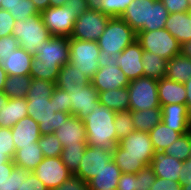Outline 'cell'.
Instances as JSON below:
<instances>
[{
    "label": "cell",
    "mask_w": 191,
    "mask_h": 190,
    "mask_svg": "<svg viewBox=\"0 0 191 190\" xmlns=\"http://www.w3.org/2000/svg\"><path fill=\"white\" fill-rule=\"evenodd\" d=\"M56 84L43 79H32L26 99L27 114L39 124L41 135L54 133L70 116L57 112L51 96Z\"/></svg>",
    "instance_id": "obj_1"
},
{
    "label": "cell",
    "mask_w": 191,
    "mask_h": 190,
    "mask_svg": "<svg viewBox=\"0 0 191 190\" xmlns=\"http://www.w3.org/2000/svg\"><path fill=\"white\" fill-rule=\"evenodd\" d=\"M154 152L150 134L135 130L115 146L112 159L121 173L137 174L151 164Z\"/></svg>",
    "instance_id": "obj_2"
},
{
    "label": "cell",
    "mask_w": 191,
    "mask_h": 190,
    "mask_svg": "<svg viewBox=\"0 0 191 190\" xmlns=\"http://www.w3.org/2000/svg\"><path fill=\"white\" fill-rule=\"evenodd\" d=\"M168 15L161 0H132L120 18L137 33L164 29Z\"/></svg>",
    "instance_id": "obj_3"
},
{
    "label": "cell",
    "mask_w": 191,
    "mask_h": 190,
    "mask_svg": "<svg viewBox=\"0 0 191 190\" xmlns=\"http://www.w3.org/2000/svg\"><path fill=\"white\" fill-rule=\"evenodd\" d=\"M116 112L103 106L100 102L83 120L87 136V145L101 147L112 151L117 145V134L114 127Z\"/></svg>",
    "instance_id": "obj_4"
},
{
    "label": "cell",
    "mask_w": 191,
    "mask_h": 190,
    "mask_svg": "<svg viewBox=\"0 0 191 190\" xmlns=\"http://www.w3.org/2000/svg\"><path fill=\"white\" fill-rule=\"evenodd\" d=\"M137 38V33L120 17L110 18L97 43L99 60L116 57Z\"/></svg>",
    "instance_id": "obj_5"
},
{
    "label": "cell",
    "mask_w": 191,
    "mask_h": 190,
    "mask_svg": "<svg viewBox=\"0 0 191 190\" xmlns=\"http://www.w3.org/2000/svg\"><path fill=\"white\" fill-rule=\"evenodd\" d=\"M12 35L18 40L19 46L33 56L38 54L39 45L52 36L40 14L16 20Z\"/></svg>",
    "instance_id": "obj_6"
},
{
    "label": "cell",
    "mask_w": 191,
    "mask_h": 190,
    "mask_svg": "<svg viewBox=\"0 0 191 190\" xmlns=\"http://www.w3.org/2000/svg\"><path fill=\"white\" fill-rule=\"evenodd\" d=\"M69 50V63L77 67L91 81L101 65L98 43L69 38Z\"/></svg>",
    "instance_id": "obj_7"
},
{
    "label": "cell",
    "mask_w": 191,
    "mask_h": 190,
    "mask_svg": "<svg viewBox=\"0 0 191 190\" xmlns=\"http://www.w3.org/2000/svg\"><path fill=\"white\" fill-rule=\"evenodd\" d=\"M136 40L140 43L143 50L157 54L167 61L180 54L181 44L165 28L152 31H138Z\"/></svg>",
    "instance_id": "obj_8"
},
{
    "label": "cell",
    "mask_w": 191,
    "mask_h": 190,
    "mask_svg": "<svg viewBox=\"0 0 191 190\" xmlns=\"http://www.w3.org/2000/svg\"><path fill=\"white\" fill-rule=\"evenodd\" d=\"M129 111L161 108L158 99V80L149 77H141L130 81Z\"/></svg>",
    "instance_id": "obj_9"
},
{
    "label": "cell",
    "mask_w": 191,
    "mask_h": 190,
    "mask_svg": "<svg viewBox=\"0 0 191 190\" xmlns=\"http://www.w3.org/2000/svg\"><path fill=\"white\" fill-rule=\"evenodd\" d=\"M110 16L100 11L87 10L77 17L70 38L80 41H98L110 20Z\"/></svg>",
    "instance_id": "obj_10"
},
{
    "label": "cell",
    "mask_w": 191,
    "mask_h": 190,
    "mask_svg": "<svg viewBox=\"0 0 191 190\" xmlns=\"http://www.w3.org/2000/svg\"><path fill=\"white\" fill-rule=\"evenodd\" d=\"M69 38L51 36L39 45L38 54L32 58L31 65H64L69 63Z\"/></svg>",
    "instance_id": "obj_11"
},
{
    "label": "cell",
    "mask_w": 191,
    "mask_h": 190,
    "mask_svg": "<svg viewBox=\"0 0 191 190\" xmlns=\"http://www.w3.org/2000/svg\"><path fill=\"white\" fill-rule=\"evenodd\" d=\"M129 83V79L117 64V56L101 61L99 69L91 80L98 93L127 87Z\"/></svg>",
    "instance_id": "obj_12"
},
{
    "label": "cell",
    "mask_w": 191,
    "mask_h": 190,
    "mask_svg": "<svg viewBox=\"0 0 191 190\" xmlns=\"http://www.w3.org/2000/svg\"><path fill=\"white\" fill-rule=\"evenodd\" d=\"M44 25L52 36L70 38L77 16L67 6L48 7L40 13Z\"/></svg>",
    "instance_id": "obj_13"
},
{
    "label": "cell",
    "mask_w": 191,
    "mask_h": 190,
    "mask_svg": "<svg viewBox=\"0 0 191 190\" xmlns=\"http://www.w3.org/2000/svg\"><path fill=\"white\" fill-rule=\"evenodd\" d=\"M32 172L49 190L60 186L72 175L60 157H44Z\"/></svg>",
    "instance_id": "obj_14"
},
{
    "label": "cell",
    "mask_w": 191,
    "mask_h": 190,
    "mask_svg": "<svg viewBox=\"0 0 191 190\" xmlns=\"http://www.w3.org/2000/svg\"><path fill=\"white\" fill-rule=\"evenodd\" d=\"M112 160V151L101 147L88 146L84 151V156L80 160V167L74 174L83 181L88 182L95 177L108 162Z\"/></svg>",
    "instance_id": "obj_15"
},
{
    "label": "cell",
    "mask_w": 191,
    "mask_h": 190,
    "mask_svg": "<svg viewBox=\"0 0 191 190\" xmlns=\"http://www.w3.org/2000/svg\"><path fill=\"white\" fill-rule=\"evenodd\" d=\"M68 94L71 100V115L77 116L82 121L99 103L98 90L91 83L86 86L76 85Z\"/></svg>",
    "instance_id": "obj_16"
},
{
    "label": "cell",
    "mask_w": 191,
    "mask_h": 190,
    "mask_svg": "<svg viewBox=\"0 0 191 190\" xmlns=\"http://www.w3.org/2000/svg\"><path fill=\"white\" fill-rule=\"evenodd\" d=\"M142 55L143 49L137 40L117 55V64L129 81L144 77Z\"/></svg>",
    "instance_id": "obj_17"
},
{
    "label": "cell",
    "mask_w": 191,
    "mask_h": 190,
    "mask_svg": "<svg viewBox=\"0 0 191 190\" xmlns=\"http://www.w3.org/2000/svg\"><path fill=\"white\" fill-rule=\"evenodd\" d=\"M54 133L63 147L87 146L85 125L77 116L71 115Z\"/></svg>",
    "instance_id": "obj_18"
},
{
    "label": "cell",
    "mask_w": 191,
    "mask_h": 190,
    "mask_svg": "<svg viewBox=\"0 0 191 190\" xmlns=\"http://www.w3.org/2000/svg\"><path fill=\"white\" fill-rule=\"evenodd\" d=\"M161 121L169 128L180 132L182 135L191 131L189 120V110L187 104H168L163 105Z\"/></svg>",
    "instance_id": "obj_19"
},
{
    "label": "cell",
    "mask_w": 191,
    "mask_h": 190,
    "mask_svg": "<svg viewBox=\"0 0 191 190\" xmlns=\"http://www.w3.org/2000/svg\"><path fill=\"white\" fill-rule=\"evenodd\" d=\"M12 139L15 149L21 147L33 146L41 137L39 124L30 116H26L19 120L12 128Z\"/></svg>",
    "instance_id": "obj_20"
},
{
    "label": "cell",
    "mask_w": 191,
    "mask_h": 190,
    "mask_svg": "<svg viewBox=\"0 0 191 190\" xmlns=\"http://www.w3.org/2000/svg\"><path fill=\"white\" fill-rule=\"evenodd\" d=\"M183 165L184 161L166 155L163 151H155L150 164L156 177L170 179L176 182H178Z\"/></svg>",
    "instance_id": "obj_21"
},
{
    "label": "cell",
    "mask_w": 191,
    "mask_h": 190,
    "mask_svg": "<svg viewBox=\"0 0 191 190\" xmlns=\"http://www.w3.org/2000/svg\"><path fill=\"white\" fill-rule=\"evenodd\" d=\"M186 92L184 83L166 77L158 80V99L161 107L173 103L186 104Z\"/></svg>",
    "instance_id": "obj_22"
},
{
    "label": "cell",
    "mask_w": 191,
    "mask_h": 190,
    "mask_svg": "<svg viewBox=\"0 0 191 190\" xmlns=\"http://www.w3.org/2000/svg\"><path fill=\"white\" fill-rule=\"evenodd\" d=\"M165 29L180 44L191 40V16L188 12H175L168 15Z\"/></svg>",
    "instance_id": "obj_23"
},
{
    "label": "cell",
    "mask_w": 191,
    "mask_h": 190,
    "mask_svg": "<svg viewBox=\"0 0 191 190\" xmlns=\"http://www.w3.org/2000/svg\"><path fill=\"white\" fill-rule=\"evenodd\" d=\"M28 116L27 99L9 98L8 102L0 109V127L12 128L19 120Z\"/></svg>",
    "instance_id": "obj_24"
},
{
    "label": "cell",
    "mask_w": 191,
    "mask_h": 190,
    "mask_svg": "<svg viewBox=\"0 0 191 190\" xmlns=\"http://www.w3.org/2000/svg\"><path fill=\"white\" fill-rule=\"evenodd\" d=\"M121 176V170L113 159L88 183L90 190L117 189L118 181Z\"/></svg>",
    "instance_id": "obj_25"
},
{
    "label": "cell",
    "mask_w": 191,
    "mask_h": 190,
    "mask_svg": "<svg viewBox=\"0 0 191 190\" xmlns=\"http://www.w3.org/2000/svg\"><path fill=\"white\" fill-rule=\"evenodd\" d=\"M33 55L29 54L21 46H19L13 53L7 58L3 64V68L8 76L29 75L31 70Z\"/></svg>",
    "instance_id": "obj_26"
},
{
    "label": "cell",
    "mask_w": 191,
    "mask_h": 190,
    "mask_svg": "<svg viewBox=\"0 0 191 190\" xmlns=\"http://www.w3.org/2000/svg\"><path fill=\"white\" fill-rule=\"evenodd\" d=\"M91 81L77 69L71 63H66L60 68L58 78L56 81V86L69 92L73 90L76 85L86 86Z\"/></svg>",
    "instance_id": "obj_27"
},
{
    "label": "cell",
    "mask_w": 191,
    "mask_h": 190,
    "mask_svg": "<svg viewBox=\"0 0 191 190\" xmlns=\"http://www.w3.org/2000/svg\"><path fill=\"white\" fill-rule=\"evenodd\" d=\"M30 171L14 164L13 160L0 165V190H18L21 186V175Z\"/></svg>",
    "instance_id": "obj_28"
},
{
    "label": "cell",
    "mask_w": 191,
    "mask_h": 190,
    "mask_svg": "<svg viewBox=\"0 0 191 190\" xmlns=\"http://www.w3.org/2000/svg\"><path fill=\"white\" fill-rule=\"evenodd\" d=\"M99 102L115 112L129 110V91L128 87H122L115 90L99 92Z\"/></svg>",
    "instance_id": "obj_29"
},
{
    "label": "cell",
    "mask_w": 191,
    "mask_h": 190,
    "mask_svg": "<svg viewBox=\"0 0 191 190\" xmlns=\"http://www.w3.org/2000/svg\"><path fill=\"white\" fill-rule=\"evenodd\" d=\"M43 158L42 150L35 142L33 146L21 147V149L16 150L12 160L16 166L32 172Z\"/></svg>",
    "instance_id": "obj_30"
},
{
    "label": "cell",
    "mask_w": 191,
    "mask_h": 190,
    "mask_svg": "<svg viewBox=\"0 0 191 190\" xmlns=\"http://www.w3.org/2000/svg\"><path fill=\"white\" fill-rule=\"evenodd\" d=\"M165 77L179 83H185L191 78V59L181 54L175 55L168 61Z\"/></svg>",
    "instance_id": "obj_31"
},
{
    "label": "cell",
    "mask_w": 191,
    "mask_h": 190,
    "mask_svg": "<svg viewBox=\"0 0 191 190\" xmlns=\"http://www.w3.org/2000/svg\"><path fill=\"white\" fill-rule=\"evenodd\" d=\"M136 131L149 133L161 122L162 109L150 108L147 110L131 111Z\"/></svg>",
    "instance_id": "obj_32"
},
{
    "label": "cell",
    "mask_w": 191,
    "mask_h": 190,
    "mask_svg": "<svg viewBox=\"0 0 191 190\" xmlns=\"http://www.w3.org/2000/svg\"><path fill=\"white\" fill-rule=\"evenodd\" d=\"M149 134L155 151H163L182 135L180 132L169 128L162 121Z\"/></svg>",
    "instance_id": "obj_33"
},
{
    "label": "cell",
    "mask_w": 191,
    "mask_h": 190,
    "mask_svg": "<svg viewBox=\"0 0 191 190\" xmlns=\"http://www.w3.org/2000/svg\"><path fill=\"white\" fill-rule=\"evenodd\" d=\"M168 61L157 54L143 50L142 65L144 77L162 79L166 76Z\"/></svg>",
    "instance_id": "obj_34"
},
{
    "label": "cell",
    "mask_w": 191,
    "mask_h": 190,
    "mask_svg": "<svg viewBox=\"0 0 191 190\" xmlns=\"http://www.w3.org/2000/svg\"><path fill=\"white\" fill-rule=\"evenodd\" d=\"M0 9L9 11L18 21L40 14L31 0H1Z\"/></svg>",
    "instance_id": "obj_35"
},
{
    "label": "cell",
    "mask_w": 191,
    "mask_h": 190,
    "mask_svg": "<svg viewBox=\"0 0 191 190\" xmlns=\"http://www.w3.org/2000/svg\"><path fill=\"white\" fill-rule=\"evenodd\" d=\"M31 81L32 78L30 75L7 76L2 91L8 98H25L27 96Z\"/></svg>",
    "instance_id": "obj_36"
},
{
    "label": "cell",
    "mask_w": 191,
    "mask_h": 190,
    "mask_svg": "<svg viewBox=\"0 0 191 190\" xmlns=\"http://www.w3.org/2000/svg\"><path fill=\"white\" fill-rule=\"evenodd\" d=\"M163 152L177 160L186 161L191 152V131L181 135L168 148L164 149Z\"/></svg>",
    "instance_id": "obj_37"
},
{
    "label": "cell",
    "mask_w": 191,
    "mask_h": 190,
    "mask_svg": "<svg viewBox=\"0 0 191 190\" xmlns=\"http://www.w3.org/2000/svg\"><path fill=\"white\" fill-rule=\"evenodd\" d=\"M87 146H66L63 147L61 153V161L69 169L72 174H75L80 167L81 159L84 156V151Z\"/></svg>",
    "instance_id": "obj_38"
},
{
    "label": "cell",
    "mask_w": 191,
    "mask_h": 190,
    "mask_svg": "<svg viewBox=\"0 0 191 190\" xmlns=\"http://www.w3.org/2000/svg\"><path fill=\"white\" fill-rule=\"evenodd\" d=\"M114 127L117 134V144H119L120 140L135 131L131 111L116 112Z\"/></svg>",
    "instance_id": "obj_39"
},
{
    "label": "cell",
    "mask_w": 191,
    "mask_h": 190,
    "mask_svg": "<svg viewBox=\"0 0 191 190\" xmlns=\"http://www.w3.org/2000/svg\"><path fill=\"white\" fill-rule=\"evenodd\" d=\"M41 148L44 157H60L63 146L59 139L55 136V133L41 135L37 142Z\"/></svg>",
    "instance_id": "obj_40"
},
{
    "label": "cell",
    "mask_w": 191,
    "mask_h": 190,
    "mask_svg": "<svg viewBox=\"0 0 191 190\" xmlns=\"http://www.w3.org/2000/svg\"><path fill=\"white\" fill-rule=\"evenodd\" d=\"M62 65H31L29 75L32 79H43L56 83Z\"/></svg>",
    "instance_id": "obj_41"
},
{
    "label": "cell",
    "mask_w": 191,
    "mask_h": 190,
    "mask_svg": "<svg viewBox=\"0 0 191 190\" xmlns=\"http://www.w3.org/2000/svg\"><path fill=\"white\" fill-rule=\"evenodd\" d=\"M132 0H103L100 12L113 17H121Z\"/></svg>",
    "instance_id": "obj_42"
},
{
    "label": "cell",
    "mask_w": 191,
    "mask_h": 190,
    "mask_svg": "<svg viewBox=\"0 0 191 190\" xmlns=\"http://www.w3.org/2000/svg\"><path fill=\"white\" fill-rule=\"evenodd\" d=\"M51 100L56 106L57 112H65L71 114V100L70 95L65 90L55 87Z\"/></svg>",
    "instance_id": "obj_43"
},
{
    "label": "cell",
    "mask_w": 191,
    "mask_h": 190,
    "mask_svg": "<svg viewBox=\"0 0 191 190\" xmlns=\"http://www.w3.org/2000/svg\"><path fill=\"white\" fill-rule=\"evenodd\" d=\"M155 178L153 168L145 166L136 174V190H150Z\"/></svg>",
    "instance_id": "obj_44"
},
{
    "label": "cell",
    "mask_w": 191,
    "mask_h": 190,
    "mask_svg": "<svg viewBox=\"0 0 191 190\" xmlns=\"http://www.w3.org/2000/svg\"><path fill=\"white\" fill-rule=\"evenodd\" d=\"M12 137L11 128L0 127V152H4L10 160L13 159L16 152Z\"/></svg>",
    "instance_id": "obj_45"
},
{
    "label": "cell",
    "mask_w": 191,
    "mask_h": 190,
    "mask_svg": "<svg viewBox=\"0 0 191 190\" xmlns=\"http://www.w3.org/2000/svg\"><path fill=\"white\" fill-rule=\"evenodd\" d=\"M18 47L19 42L12 34L0 38V66H3L7 58Z\"/></svg>",
    "instance_id": "obj_46"
},
{
    "label": "cell",
    "mask_w": 191,
    "mask_h": 190,
    "mask_svg": "<svg viewBox=\"0 0 191 190\" xmlns=\"http://www.w3.org/2000/svg\"><path fill=\"white\" fill-rule=\"evenodd\" d=\"M15 21L9 11L0 9V38L13 33Z\"/></svg>",
    "instance_id": "obj_47"
},
{
    "label": "cell",
    "mask_w": 191,
    "mask_h": 190,
    "mask_svg": "<svg viewBox=\"0 0 191 190\" xmlns=\"http://www.w3.org/2000/svg\"><path fill=\"white\" fill-rule=\"evenodd\" d=\"M18 190H49L37 176L30 172L28 175H21V186Z\"/></svg>",
    "instance_id": "obj_48"
},
{
    "label": "cell",
    "mask_w": 191,
    "mask_h": 190,
    "mask_svg": "<svg viewBox=\"0 0 191 190\" xmlns=\"http://www.w3.org/2000/svg\"><path fill=\"white\" fill-rule=\"evenodd\" d=\"M53 190H90L88 183L72 174L66 181Z\"/></svg>",
    "instance_id": "obj_49"
},
{
    "label": "cell",
    "mask_w": 191,
    "mask_h": 190,
    "mask_svg": "<svg viewBox=\"0 0 191 190\" xmlns=\"http://www.w3.org/2000/svg\"><path fill=\"white\" fill-rule=\"evenodd\" d=\"M150 190H182L179 182L156 177Z\"/></svg>",
    "instance_id": "obj_50"
},
{
    "label": "cell",
    "mask_w": 191,
    "mask_h": 190,
    "mask_svg": "<svg viewBox=\"0 0 191 190\" xmlns=\"http://www.w3.org/2000/svg\"><path fill=\"white\" fill-rule=\"evenodd\" d=\"M163 5L168 10V13L188 12V0H161Z\"/></svg>",
    "instance_id": "obj_51"
},
{
    "label": "cell",
    "mask_w": 191,
    "mask_h": 190,
    "mask_svg": "<svg viewBox=\"0 0 191 190\" xmlns=\"http://www.w3.org/2000/svg\"><path fill=\"white\" fill-rule=\"evenodd\" d=\"M116 190H136V174L121 173Z\"/></svg>",
    "instance_id": "obj_52"
},
{
    "label": "cell",
    "mask_w": 191,
    "mask_h": 190,
    "mask_svg": "<svg viewBox=\"0 0 191 190\" xmlns=\"http://www.w3.org/2000/svg\"><path fill=\"white\" fill-rule=\"evenodd\" d=\"M65 6L70 7L77 17L88 10L86 0H67Z\"/></svg>",
    "instance_id": "obj_53"
},
{
    "label": "cell",
    "mask_w": 191,
    "mask_h": 190,
    "mask_svg": "<svg viewBox=\"0 0 191 190\" xmlns=\"http://www.w3.org/2000/svg\"><path fill=\"white\" fill-rule=\"evenodd\" d=\"M179 175L178 182L181 185L187 180L191 181V167L184 164Z\"/></svg>",
    "instance_id": "obj_54"
},
{
    "label": "cell",
    "mask_w": 191,
    "mask_h": 190,
    "mask_svg": "<svg viewBox=\"0 0 191 190\" xmlns=\"http://www.w3.org/2000/svg\"><path fill=\"white\" fill-rule=\"evenodd\" d=\"M39 13L50 7V0H31Z\"/></svg>",
    "instance_id": "obj_55"
},
{
    "label": "cell",
    "mask_w": 191,
    "mask_h": 190,
    "mask_svg": "<svg viewBox=\"0 0 191 190\" xmlns=\"http://www.w3.org/2000/svg\"><path fill=\"white\" fill-rule=\"evenodd\" d=\"M180 54L191 59V40L181 44Z\"/></svg>",
    "instance_id": "obj_56"
},
{
    "label": "cell",
    "mask_w": 191,
    "mask_h": 190,
    "mask_svg": "<svg viewBox=\"0 0 191 190\" xmlns=\"http://www.w3.org/2000/svg\"><path fill=\"white\" fill-rule=\"evenodd\" d=\"M86 1L89 10L100 11V4L103 3V0H86Z\"/></svg>",
    "instance_id": "obj_57"
},
{
    "label": "cell",
    "mask_w": 191,
    "mask_h": 190,
    "mask_svg": "<svg viewBox=\"0 0 191 190\" xmlns=\"http://www.w3.org/2000/svg\"><path fill=\"white\" fill-rule=\"evenodd\" d=\"M7 73L2 66H0V91L3 90L4 83L7 79Z\"/></svg>",
    "instance_id": "obj_58"
},
{
    "label": "cell",
    "mask_w": 191,
    "mask_h": 190,
    "mask_svg": "<svg viewBox=\"0 0 191 190\" xmlns=\"http://www.w3.org/2000/svg\"><path fill=\"white\" fill-rule=\"evenodd\" d=\"M184 85L187 90L186 97L187 99H191V78H189V80H187Z\"/></svg>",
    "instance_id": "obj_59"
},
{
    "label": "cell",
    "mask_w": 191,
    "mask_h": 190,
    "mask_svg": "<svg viewBox=\"0 0 191 190\" xmlns=\"http://www.w3.org/2000/svg\"><path fill=\"white\" fill-rule=\"evenodd\" d=\"M9 98L3 91H0V109L8 102Z\"/></svg>",
    "instance_id": "obj_60"
},
{
    "label": "cell",
    "mask_w": 191,
    "mask_h": 190,
    "mask_svg": "<svg viewBox=\"0 0 191 190\" xmlns=\"http://www.w3.org/2000/svg\"><path fill=\"white\" fill-rule=\"evenodd\" d=\"M67 0H50V7L64 6Z\"/></svg>",
    "instance_id": "obj_61"
},
{
    "label": "cell",
    "mask_w": 191,
    "mask_h": 190,
    "mask_svg": "<svg viewBox=\"0 0 191 190\" xmlns=\"http://www.w3.org/2000/svg\"><path fill=\"white\" fill-rule=\"evenodd\" d=\"M10 159L4 154V152H0V165L4 162H8Z\"/></svg>",
    "instance_id": "obj_62"
},
{
    "label": "cell",
    "mask_w": 191,
    "mask_h": 190,
    "mask_svg": "<svg viewBox=\"0 0 191 190\" xmlns=\"http://www.w3.org/2000/svg\"><path fill=\"white\" fill-rule=\"evenodd\" d=\"M182 190H191V181H185L183 184H182Z\"/></svg>",
    "instance_id": "obj_63"
},
{
    "label": "cell",
    "mask_w": 191,
    "mask_h": 190,
    "mask_svg": "<svg viewBox=\"0 0 191 190\" xmlns=\"http://www.w3.org/2000/svg\"><path fill=\"white\" fill-rule=\"evenodd\" d=\"M186 104H187V108L189 110V120H190V124H191V99H187Z\"/></svg>",
    "instance_id": "obj_64"
},
{
    "label": "cell",
    "mask_w": 191,
    "mask_h": 190,
    "mask_svg": "<svg viewBox=\"0 0 191 190\" xmlns=\"http://www.w3.org/2000/svg\"><path fill=\"white\" fill-rule=\"evenodd\" d=\"M184 164H185L186 166H190V167H191V152H190V154H189V158H188L186 161H184Z\"/></svg>",
    "instance_id": "obj_65"
},
{
    "label": "cell",
    "mask_w": 191,
    "mask_h": 190,
    "mask_svg": "<svg viewBox=\"0 0 191 190\" xmlns=\"http://www.w3.org/2000/svg\"><path fill=\"white\" fill-rule=\"evenodd\" d=\"M189 9L191 8V0H188Z\"/></svg>",
    "instance_id": "obj_66"
},
{
    "label": "cell",
    "mask_w": 191,
    "mask_h": 190,
    "mask_svg": "<svg viewBox=\"0 0 191 190\" xmlns=\"http://www.w3.org/2000/svg\"><path fill=\"white\" fill-rule=\"evenodd\" d=\"M189 15L191 16V8L188 10Z\"/></svg>",
    "instance_id": "obj_67"
}]
</instances>
